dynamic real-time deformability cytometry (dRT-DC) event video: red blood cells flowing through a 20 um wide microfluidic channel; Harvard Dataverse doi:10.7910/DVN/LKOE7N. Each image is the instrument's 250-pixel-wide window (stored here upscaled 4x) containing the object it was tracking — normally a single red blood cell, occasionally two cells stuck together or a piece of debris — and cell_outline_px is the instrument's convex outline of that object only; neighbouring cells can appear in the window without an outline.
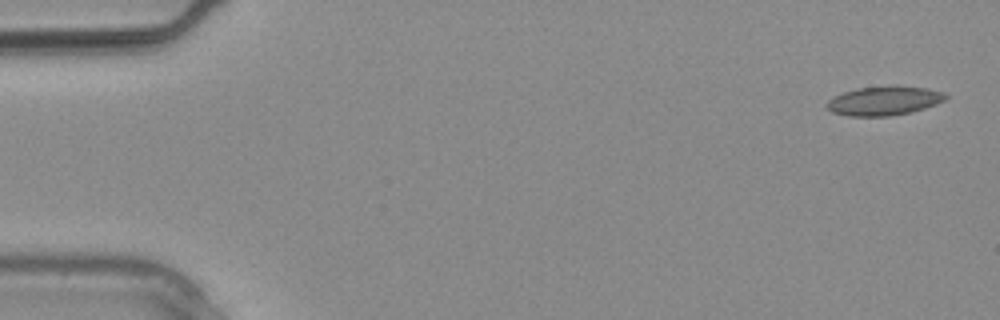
{"species": "common noctule bat (a hibernating species)", "species_latin": "Nyctalus noctula", "temperature_condition": "warm", "stored_images_in_passage": 29, "camera_frame_rate_fps": 3000, "um_per_image_px": 0.085, "animal": {"sex": "male", "body_mass_g": 20.4}, "frame": {"image": 1, "passage_image": 1, "time_ms": 0.0, "image_size_px": [1000, 320], "cell_outline_px": [[948, 96], [944, 100], [936, 104], [924, 108], [908, 112], [888, 116], [848, 116], [832, 112], [824, 104], [828, 100], [844, 92], [856, 88], [928, 88], [944, 92]], "centroid_in_image_um": [75.11, 8.6], "position_along_channel_um": 9.9, "area_um2": 19.31}}
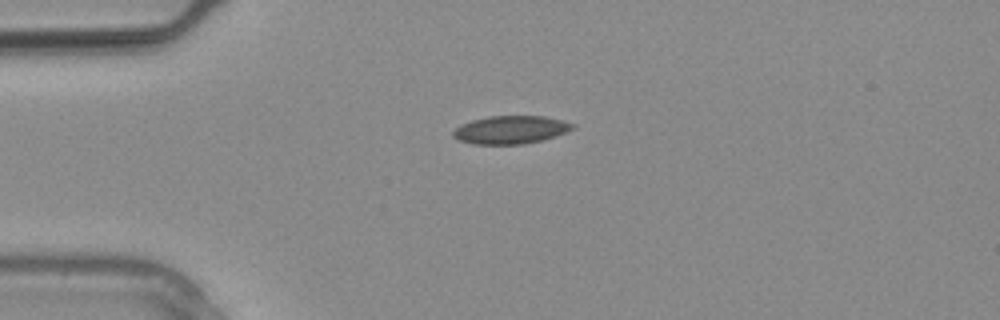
{"frame": {"image": 2, "passage_image": 7, "time_ms": 2.0, "image_size_px": [1000, 320], "cell_outline_px": [[576, 128], [556, 136], [544, 140], [524, 144], [472, 144], [460, 140], [452, 136], [452, 132], [460, 124], [472, 120], [488, 116], [544, 116], [564, 120], [576, 124]], "centroid_in_image_um": [43.45, 11.03], "position_along_channel_um": 41.6, "area_um2": 19.77}}
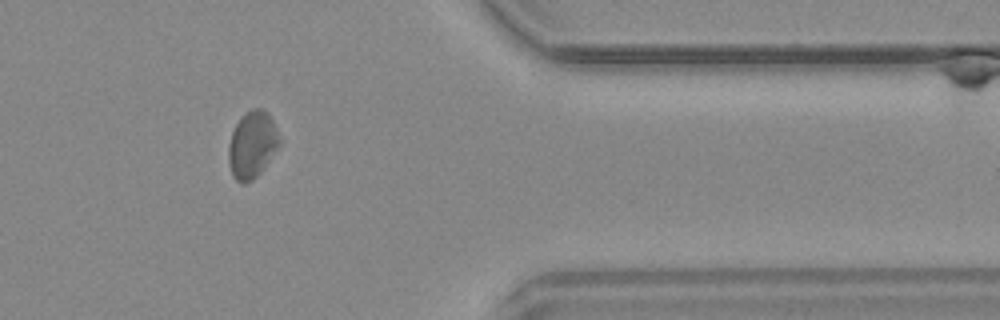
{"frame": {"image": 3, "passage_image": 24, "time_ms": 7.667, "image_size_px": [1000, 320], "cell_outline_px": [[280, 144], [260, 172], [252, 180], [244, 184], [236, 180], [232, 176], [228, 160], [228, 148], [232, 132], [240, 116], [244, 112], [252, 108], [264, 108], [268, 112], [280, 136]], "centroid_in_image_um": [21.42, 12.27], "position_along_channel_um": 390.0, "area_um2": 19.88}}